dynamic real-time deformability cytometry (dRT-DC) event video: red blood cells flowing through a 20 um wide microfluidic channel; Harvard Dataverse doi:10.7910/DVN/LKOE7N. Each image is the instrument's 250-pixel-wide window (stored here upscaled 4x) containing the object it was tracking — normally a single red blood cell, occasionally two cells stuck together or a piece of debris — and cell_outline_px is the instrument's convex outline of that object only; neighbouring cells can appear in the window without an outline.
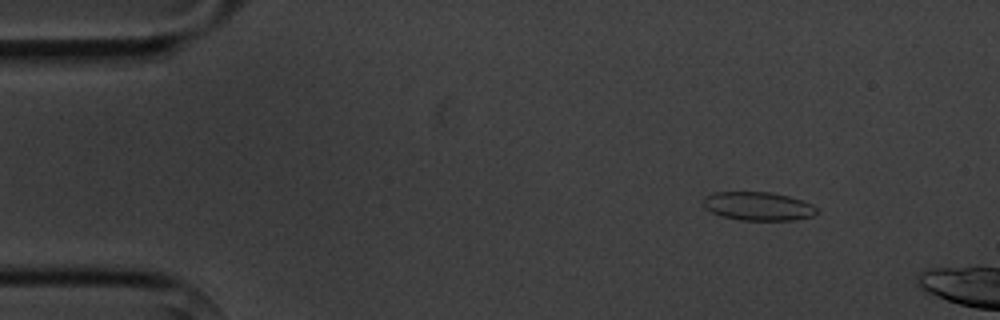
{"species": "common noctule bat (a hibernating species)", "species_latin": "Nyctalus noctula", "temperature_condition": "cold", "stored_images_in_passage": 4, "camera_frame_rate_fps": 3000, "um_per_image_px": 0.085, "animal": {"sex": "male", "body_mass_g": 20.1, "forearm_length_mm": 53.5}, "frame": {"image": 1, "passage_image": 1, "time_ms": 0.0, "image_size_px": [1000, 320], "cell_outline_px": [[816, 212], [812, 216], [792, 220], [740, 220], [720, 216], [704, 208], [704, 200], [708, 196], [716, 192], [772, 192], [788, 196], [812, 204], [816, 208]], "centroid_in_image_um": [64.43, 17.53], "position_along_channel_um": 20.6, "area_um2": 18.67}}